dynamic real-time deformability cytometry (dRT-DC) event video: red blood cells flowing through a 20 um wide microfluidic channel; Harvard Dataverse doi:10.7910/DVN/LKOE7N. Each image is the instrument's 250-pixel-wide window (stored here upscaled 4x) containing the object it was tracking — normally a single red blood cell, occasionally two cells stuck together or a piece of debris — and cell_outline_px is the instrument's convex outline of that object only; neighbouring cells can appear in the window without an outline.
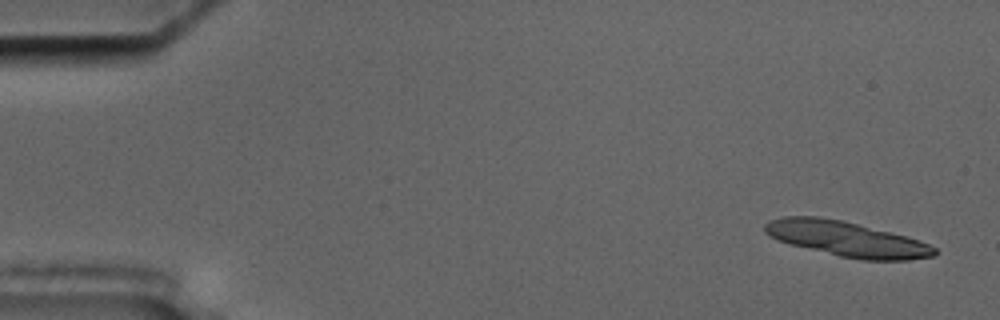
{"species": "common noctule bat (a hibernating species)", "species_latin": "Nyctalus noctula", "temperature_condition": "cold", "stored_images_in_passage": 16, "camera_frame_rate_fps": 3000, "um_per_image_px": 0.085, "animal": {"sex": "male", "body_mass_g": 17.5, "forearm_length_mm": 52.3}, "frame": {"image": 1, "passage_image": 3, "time_ms": 0.667, "image_size_px": [1000, 320], "cell_outline_px": [[936, 252], [932, 256], [908, 260], [860, 260], [840, 256], [776, 240], [764, 232], [764, 224], [768, 220], [784, 216], [820, 216], [840, 220], [904, 236], [928, 244], [936, 248]], "centroid_in_image_um": [71.89, 20.31], "position_along_channel_um": 13.1, "area_um2": 34.1}}